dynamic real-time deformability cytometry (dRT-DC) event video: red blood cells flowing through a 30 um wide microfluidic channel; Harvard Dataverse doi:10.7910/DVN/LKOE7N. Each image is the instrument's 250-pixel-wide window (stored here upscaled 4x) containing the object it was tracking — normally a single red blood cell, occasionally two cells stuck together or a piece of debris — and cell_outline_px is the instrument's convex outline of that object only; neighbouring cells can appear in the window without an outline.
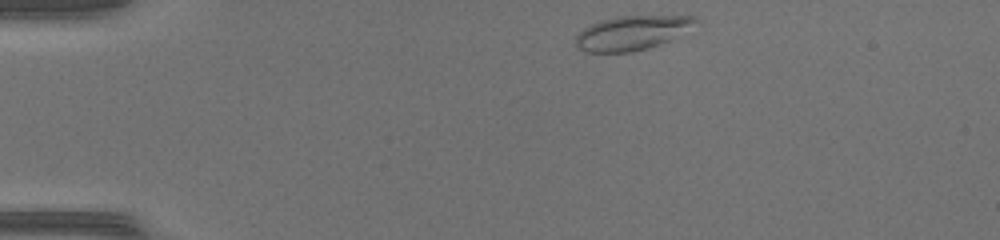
{"species": "common noctule bat (a hibernating species)", "species_latin": "Nyctalus noctula", "temperature_condition": "warm", "stored_images_in_passage": 41, "camera_frame_rate_fps": 3000, "um_per_image_px": 0.085, "animal": {"sex": "female", "body_mass_g": 17.0, "forearm_length_mm": 48.0}, "frame": {"image": 1, "passage_image": 1, "time_ms": 0.0, "image_size_px": [1000, 240], "cell_outline_px": [[700, 20], [668, 40], [660, 44], [648, 48], [632, 52], [588, 52], [580, 48], [576, 44], [576, 36], [584, 28], [600, 20], [616, 16], [696, 16]], "centroid_in_image_um": [53.68, 2.79], "position_along_channel_um": 31.3, "area_um2": 23.41}}
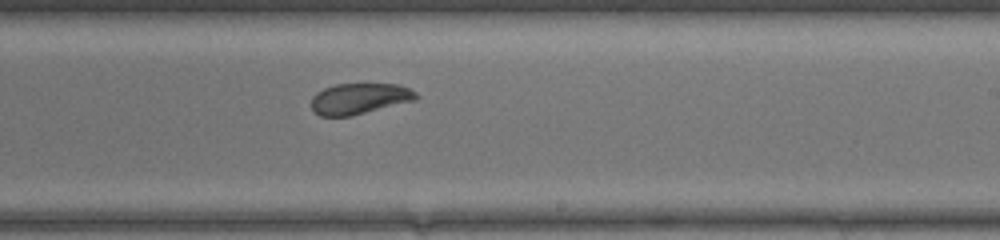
{"frame": {"image": 2, "passage_image": 22, "time_ms": 7.0, "image_size_px": [1000, 240], "cell_outline_px": [[420, 96], [416, 100], [352, 116], [320, 116], [312, 108], [312, 96], [316, 92], [324, 88], [336, 84], [396, 84], [408, 88], [416, 92]], "centroid_in_image_um": [30.56, 8.38], "position_along_channel_um": 258.4, "area_um2": 18.9}}
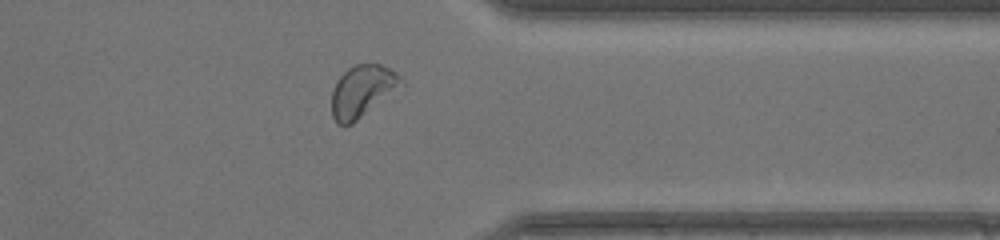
{"frame": {"image": 3, "passage_image": 31, "time_ms": 10.0, "image_size_px": [1000, 240], "cell_outline_px": [[404, 84], [352, 124], [344, 128], [336, 124], [332, 116], [332, 88], [336, 80], [348, 68], [356, 64], [380, 64], [396, 72], [400, 76]], "centroid_in_image_um": [30.75, 7.77], "position_along_channel_um": 380.7, "area_um2": 21.04}, "authors_computed_cell_mechanics": {"area_um2": 20.0566, "velocity_mm_per_s": 4.233, "shape_relaxation_time_tau1_ms": 4.2593, "shape_relaxation_time_tau2_ms": 2.9478, "deformation_change_tau1": 0.1133, "deformation_change_tau2": 0.0705}}